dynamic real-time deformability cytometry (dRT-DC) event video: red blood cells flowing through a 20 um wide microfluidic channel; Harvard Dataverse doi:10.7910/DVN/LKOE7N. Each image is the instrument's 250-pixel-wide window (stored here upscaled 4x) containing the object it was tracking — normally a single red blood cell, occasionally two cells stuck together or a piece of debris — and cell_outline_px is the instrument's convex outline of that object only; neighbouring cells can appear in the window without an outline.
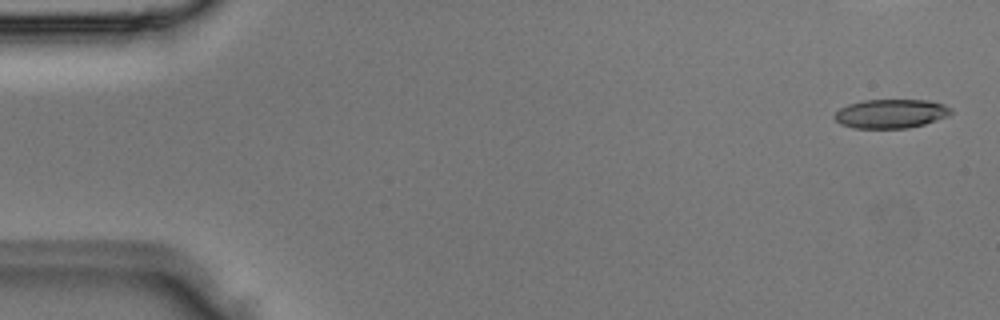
{"species": "Egyptian fruit bat (a non-hibernating species)", "species_latin": "Rousettus aegyptiacus", "temperature_condition": "room temperature", "stored_images_in_passage": 5, "camera_frame_rate_fps": 3000, "um_per_image_px": 0.085, "animal": {"sex": "male"}, "frame": {"image": 1, "passage_image": 1, "time_ms": 0.0, "image_size_px": [1000, 320], "cell_outline_px": [[952, 112], [948, 116], [924, 124], [908, 128], [856, 128], [840, 124], [832, 116], [840, 108], [848, 104], [864, 100], [928, 100], [944, 104], [952, 108]], "centroid_in_image_um": [75.73, 9.66], "position_along_channel_um": 9.3, "area_um2": 19.71}}